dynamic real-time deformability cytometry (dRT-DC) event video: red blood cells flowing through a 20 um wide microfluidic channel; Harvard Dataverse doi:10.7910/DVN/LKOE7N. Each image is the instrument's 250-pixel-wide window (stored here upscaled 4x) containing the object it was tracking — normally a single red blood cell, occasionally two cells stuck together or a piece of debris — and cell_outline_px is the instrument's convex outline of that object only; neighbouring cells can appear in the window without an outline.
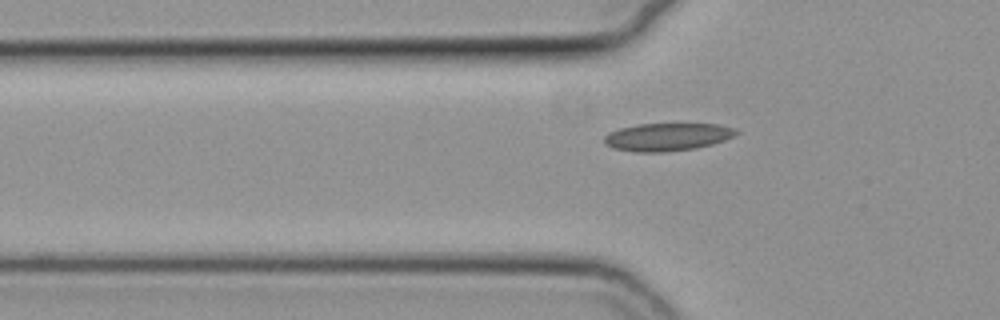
{"species": "common noctule bat (a hibernating species)", "species_latin": "Nyctalus noctula", "temperature_condition": "cold", "stored_images_in_passage": 41, "camera_frame_rate_fps": 3000, "um_per_image_px": 0.085, "animal": {"sex": "female", "body_mass_g": 19.3, "forearm_length_mm": 54.1}, "frame": {"image": 1, "passage_image": 10, "time_ms": 3.0, "image_size_px": [1000, 320], "cell_outline_px": [[740, 132], [724, 140], [712, 144], [696, 148], [664, 152], [636, 152], [612, 148], [604, 144], [604, 136], [608, 132], [620, 128], [640, 124], [716, 124], [736, 128]], "centroid_in_image_um": [56.7, 11.64], "position_along_channel_um": 69.1, "area_um2": 21.39}}
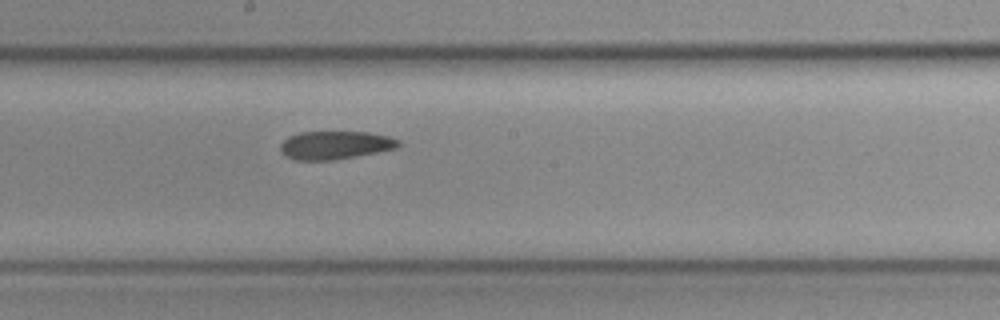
{"frame": {"image": 2, "passage_image": 22, "time_ms": 7.0, "image_size_px": [1000, 320], "cell_outline_px": [[400, 148], [356, 156], [332, 160], [292, 160], [280, 148], [280, 144], [288, 136], [300, 132], [368, 132], [388, 136], [400, 140]], "centroid_in_image_um": [28.53, 12.33], "position_along_channel_um": 219.7, "area_um2": 19.42}}
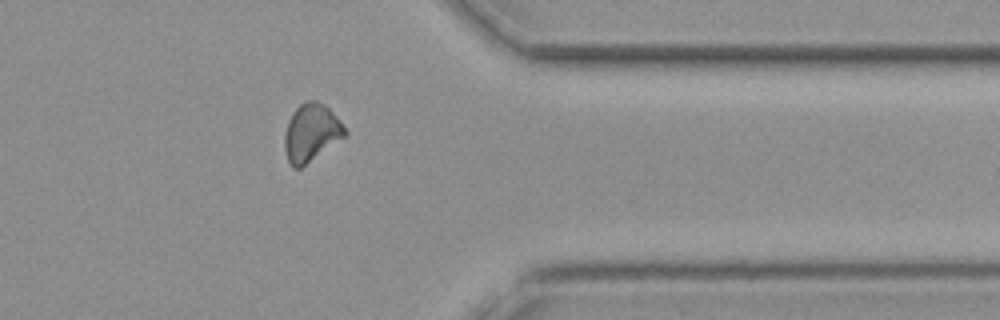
{"frame": {"image": 3, "passage_image": 36, "time_ms": 11.667, "image_size_px": [1000, 320], "cell_outline_px": [[348, 132], [344, 136], [300, 168], [292, 168], [288, 160], [284, 148], [284, 136], [288, 120], [292, 112], [304, 100], [316, 100], [324, 104], [336, 116]], "centroid_in_image_um": [26.42, 11.25], "position_along_channel_um": 385.0, "area_um2": 20.0}}